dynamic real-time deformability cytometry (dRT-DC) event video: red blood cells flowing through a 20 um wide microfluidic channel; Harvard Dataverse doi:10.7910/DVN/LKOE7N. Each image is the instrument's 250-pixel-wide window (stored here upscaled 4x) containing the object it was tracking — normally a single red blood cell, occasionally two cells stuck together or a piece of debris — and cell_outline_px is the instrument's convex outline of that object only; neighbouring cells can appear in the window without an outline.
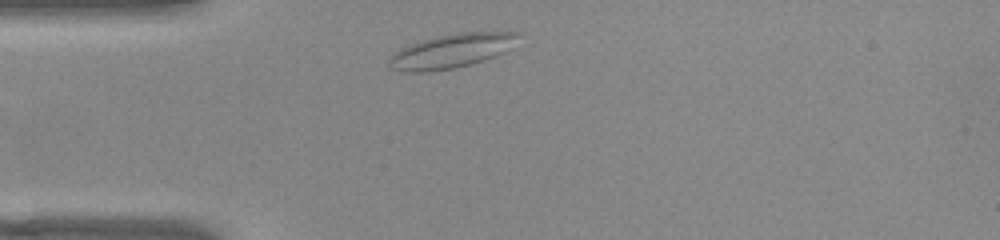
{"species": "common noctule bat (a hibernating species)", "species_latin": "Nyctalus noctula", "temperature_condition": "warm", "stored_images_in_passage": 32, "camera_frame_rate_fps": 3000, "um_per_image_px": 0.085, "animal": {"sex": "female", "body_mass_g": 22.0, "forearm_length_mm": 56.7}, "frame": {"image": 1, "passage_image": 2, "time_ms": 0.333, "image_size_px": [1000, 240], "cell_outline_px": [[520, 32], [500, 52], [484, 60], [472, 64], [456, 68], [424, 72], [404, 72], [392, 68], [388, 64], [388, 60], [392, 52], [408, 44], [420, 40], [436, 36], [456, 32]], "centroid_in_image_um": [38.19, 4.34], "position_along_channel_um": 46.8, "area_um2": 25.2}}
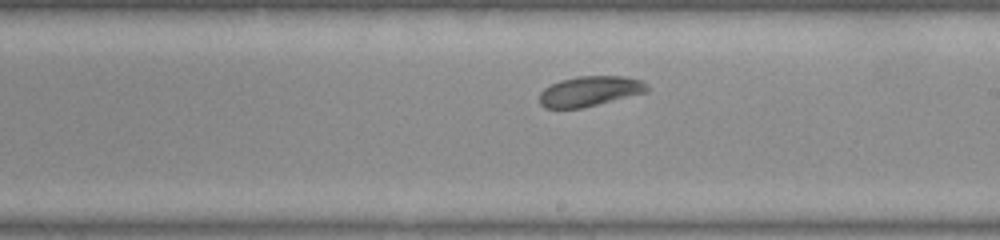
{"frame": {"image": 2, "passage_image": 18, "time_ms": 5.667, "image_size_px": [1000, 240], "cell_outline_px": [[648, 92], [580, 108], [544, 108], [540, 104], [540, 92], [544, 88], [560, 80], [576, 76], [624, 76], [640, 80], [648, 84]], "centroid_in_image_um": [50.13, 7.74], "position_along_channel_um": 238.9, "area_um2": 18.84}}
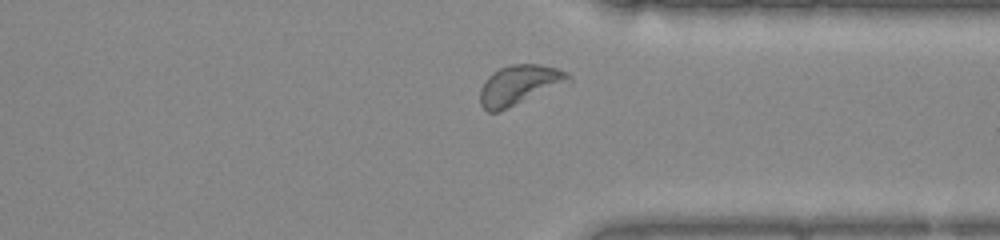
{"frame": {"image": 3, "passage_image": 28, "time_ms": 9.0, "image_size_px": [1000, 240], "cell_outline_px": [[572, 80], [496, 112], [488, 112], [480, 104], [480, 88], [484, 80], [492, 72], [500, 68], [512, 64], [540, 64], [556, 68], [568, 72], [572, 76]], "centroid_in_image_um": [44.11, 7.19], "position_along_channel_um": 367.3, "area_um2": 20.06}, "authors_computed_cell_mechanics": {"area_um2": 19.7098, "velocity_mm_per_s": 3.8817, "shape_relaxation_time_tau1_ms": 3.1133, "shape_relaxation_time_tau2_ms": null, "deformation_change_tau1": 0.0647, "deformation_change_tau2": null}}